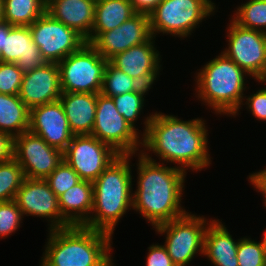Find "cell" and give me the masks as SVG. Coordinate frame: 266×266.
Segmentation results:
<instances>
[{"mask_svg":"<svg viewBox=\"0 0 266 266\" xmlns=\"http://www.w3.org/2000/svg\"><path fill=\"white\" fill-rule=\"evenodd\" d=\"M205 122L202 118L184 121L174 115L152 112L143 123L141 151H152L162 163H177L184 171H201L211 164Z\"/></svg>","mask_w":266,"mask_h":266,"instance_id":"cell-1","label":"cell"},{"mask_svg":"<svg viewBox=\"0 0 266 266\" xmlns=\"http://www.w3.org/2000/svg\"><path fill=\"white\" fill-rule=\"evenodd\" d=\"M148 154L147 151L137 154L138 180L132 210L139 212L155 228L187 213L181 205L187 172L156 162Z\"/></svg>","mask_w":266,"mask_h":266,"instance_id":"cell-2","label":"cell"},{"mask_svg":"<svg viewBox=\"0 0 266 266\" xmlns=\"http://www.w3.org/2000/svg\"><path fill=\"white\" fill-rule=\"evenodd\" d=\"M48 232L39 266H115L110 253L111 234L84 226Z\"/></svg>","mask_w":266,"mask_h":266,"instance_id":"cell-3","label":"cell"},{"mask_svg":"<svg viewBox=\"0 0 266 266\" xmlns=\"http://www.w3.org/2000/svg\"><path fill=\"white\" fill-rule=\"evenodd\" d=\"M132 155H119L93 182V207L84 227L113 235L119 220L132 208Z\"/></svg>","mask_w":266,"mask_h":266,"instance_id":"cell-4","label":"cell"},{"mask_svg":"<svg viewBox=\"0 0 266 266\" xmlns=\"http://www.w3.org/2000/svg\"><path fill=\"white\" fill-rule=\"evenodd\" d=\"M222 52L196 73L198 100L216 114L236 117L244 102L245 77L248 74ZM244 95V96H243ZM229 114V115H228Z\"/></svg>","mask_w":266,"mask_h":266,"instance_id":"cell-5","label":"cell"},{"mask_svg":"<svg viewBox=\"0 0 266 266\" xmlns=\"http://www.w3.org/2000/svg\"><path fill=\"white\" fill-rule=\"evenodd\" d=\"M215 6L211 0H162L149 14L152 36L162 33L186 38L198 24L214 15Z\"/></svg>","mask_w":266,"mask_h":266,"instance_id":"cell-6","label":"cell"},{"mask_svg":"<svg viewBox=\"0 0 266 266\" xmlns=\"http://www.w3.org/2000/svg\"><path fill=\"white\" fill-rule=\"evenodd\" d=\"M107 62L86 42L78 51L57 63L62 92L101 93Z\"/></svg>","mask_w":266,"mask_h":266,"instance_id":"cell-7","label":"cell"},{"mask_svg":"<svg viewBox=\"0 0 266 266\" xmlns=\"http://www.w3.org/2000/svg\"><path fill=\"white\" fill-rule=\"evenodd\" d=\"M206 220L187 212L154 228L157 234L166 235L163 246L175 266L189 265L198 252L203 255L205 231L212 219Z\"/></svg>","mask_w":266,"mask_h":266,"instance_id":"cell-8","label":"cell"},{"mask_svg":"<svg viewBox=\"0 0 266 266\" xmlns=\"http://www.w3.org/2000/svg\"><path fill=\"white\" fill-rule=\"evenodd\" d=\"M139 134V129L119 114L112 97L97 94L95 123L91 135L111 146L120 155L135 156L137 151L141 152L139 147L142 148V134Z\"/></svg>","mask_w":266,"mask_h":266,"instance_id":"cell-9","label":"cell"},{"mask_svg":"<svg viewBox=\"0 0 266 266\" xmlns=\"http://www.w3.org/2000/svg\"><path fill=\"white\" fill-rule=\"evenodd\" d=\"M227 27L228 48L222 53L252 79L266 77V33L238 25L233 19Z\"/></svg>","mask_w":266,"mask_h":266,"instance_id":"cell-10","label":"cell"},{"mask_svg":"<svg viewBox=\"0 0 266 266\" xmlns=\"http://www.w3.org/2000/svg\"><path fill=\"white\" fill-rule=\"evenodd\" d=\"M120 154L91 134L74 135L63 152V160L81 180L94 182Z\"/></svg>","mask_w":266,"mask_h":266,"instance_id":"cell-11","label":"cell"},{"mask_svg":"<svg viewBox=\"0 0 266 266\" xmlns=\"http://www.w3.org/2000/svg\"><path fill=\"white\" fill-rule=\"evenodd\" d=\"M29 28L33 42L47 62L58 63L86 43L75 30L53 19L47 12L35 20Z\"/></svg>","mask_w":266,"mask_h":266,"instance_id":"cell-12","label":"cell"},{"mask_svg":"<svg viewBox=\"0 0 266 266\" xmlns=\"http://www.w3.org/2000/svg\"><path fill=\"white\" fill-rule=\"evenodd\" d=\"M14 159L22 167L25 178L45 179L61 164L63 152L27 131L14 137Z\"/></svg>","mask_w":266,"mask_h":266,"instance_id":"cell-13","label":"cell"},{"mask_svg":"<svg viewBox=\"0 0 266 266\" xmlns=\"http://www.w3.org/2000/svg\"><path fill=\"white\" fill-rule=\"evenodd\" d=\"M14 200L23 217L26 215L46 218L45 220L49 222L48 230L71 226L63 218L58 205V197L45 179L25 178Z\"/></svg>","mask_w":266,"mask_h":266,"instance_id":"cell-14","label":"cell"},{"mask_svg":"<svg viewBox=\"0 0 266 266\" xmlns=\"http://www.w3.org/2000/svg\"><path fill=\"white\" fill-rule=\"evenodd\" d=\"M152 37L149 15L136 13L117 28L107 32H91L90 43L104 59L130 47L147 42Z\"/></svg>","mask_w":266,"mask_h":266,"instance_id":"cell-15","label":"cell"},{"mask_svg":"<svg viewBox=\"0 0 266 266\" xmlns=\"http://www.w3.org/2000/svg\"><path fill=\"white\" fill-rule=\"evenodd\" d=\"M154 39L152 36L147 42L115 54L108 61L135 79L142 87L151 89L162 67V59L155 48Z\"/></svg>","mask_w":266,"mask_h":266,"instance_id":"cell-16","label":"cell"},{"mask_svg":"<svg viewBox=\"0 0 266 266\" xmlns=\"http://www.w3.org/2000/svg\"><path fill=\"white\" fill-rule=\"evenodd\" d=\"M28 131L62 152L74 136L60 100L30 109Z\"/></svg>","mask_w":266,"mask_h":266,"instance_id":"cell-17","label":"cell"},{"mask_svg":"<svg viewBox=\"0 0 266 266\" xmlns=\"http://www.w3.org/2000/svg\"><path fill=\"white\" fill-rule=\"evenodd\" d=\"M61 94L60 71L57 63L48 62L44 66L24 73L19 98L29 109L58 101Z\"/></svg>","mask_w":266,"mask_h":266,"instance_id":"cell-18","label":"cell"},{"mask_svg":"<svg viewBox=\"0 0 266 266\" xmlns=\"http://www.w3.org/2000/svg\"><path fill=\"white\" fill-rule=\"evenodd\" d=\"M0 62L15 63L23 73L44 66L47 60L33 42L29 26H12L5 36Z\"/></svg>","mask_w":266,"mask_h":266,"instance_id":"cell-19","label":"cell"},{"mask_svg":"<svg viewBox=\"0 0 266 266\" xmlns=\"http://www.w3.org/2000/svg\"><path fill=\"white\" fill-rule=\"evenodd\" d=\"M96 0H46V12L75 30L88 43L93 29Z\"/></svg>","mask_w":266,"mask_h":266,"instance_id":"cell-20","label":"cell"},{"mask_svg":"<svg viewBox=\"0 0 266 266\" xmlns=\"http://www.w3.org/2000/svg\"><path fill=\"white\" fill-rule=\"evenodd\" d=\"M236 241L227 227L218 219L212 220L206 228L204 236L203 256L214 266H239Z\"/></svg>","mask_w":266,"mask_h":266,"instance_id":"cell-21","label":"cell"},{"mask_svg":"<svg viewBox=\"0 0 266 266\" xmlns=\"http://www.w3.org/2000/svg\"><path fill=\"white\" fill-rule=\"evenodd\" d=\"M63 105L69 128L74 135L91 134L97 106V94L62 92Z\"/></svg>","mask_w":266,"mask_h":266,"instance_id":"cell-22","label":"cell"},{"mask_svg":"<svg viewBox=\"0 0 266 266\" xmlns=\"http://www.w3.org/2000/svg\"><path fill=\"white\" fill-rule=\"evenodd\" d=\"M58 205L71 226H84L92 213L93 182L81 180L58 197Z\"/></svg>","mask_w":266,"mask_h":266,"instance_id":"cell-23","label":"cell"},{"mask_svg":"<svg viewBox=\"0 0 266 266\" xmlns=\"http://www.w3.org/2000/svg\"><path fill=\"white\" fill-rule=\"evenodd\" d=\"M30 109L19 95L0 93V131L12 137L29 130Z\"/></svg>","mask_w":266,"mask_h":266,"instance_id":"cell-24","label":"cell"},{"mask_svg":"<svg viewBox=\"0 0 266 266\" xmlns=\"http://www.w3.org/2000/svg\"><path fill=\"white\" fill-rule=\"evenodd\" d=\"M135 14L129 0H96L91 32L113 30Z\"/></svg>","mask_w":266,"mask_h":266,"instance_id":"cell-25","label":"cell"},{"mask_svg":"<svg viewBox=\"0 0 266 266\" xmlns=\"http://www.w3.org/2000/svg\"><path fill=\"white\" fill-rule=\"evenodd\" d=\"M4 21L30 26L46 12V0H3Z\"/></svg>","mask_w":266,"mask_h":266,"instance_id":"cell-26","label":"cell"},{"mask_svg":"<svg viewBox=\"0 0 266 266\" xmlns=\"http://www.w3.org/2000/svg\"><path fill=\"white\" fill-rule=\"evenodd\" d=\"M231 17L238 25L266 33V0H249Z\"/></svg>","mask_w":266,"mask_h":266,"instance_id":"cell-27","label":"cell"},{"mask_svg":"<svg viewBox=\"0 0 266 266\" xmlns=\"http://www.w3.org/2000/svg\"><path fill=\"white\" fill-rule=\"evenodd\" d=\"M141 85L125 72L113 66L109 61L106 64L101 93L108 97L118 96L137 91Z\"/></svg>","mask_w":266,"mask_h":266,"instance_id":"cell-28","label":"cell"},{"mask_svg":"<svg viewBox=\"0 0 266 266\" xmlns=\"http://www.w3.org/2000/svg\"><path fill=\"white\" fill-rule=\"evenodd\" d=\"M24 179L23 169L14 158L0 163V202L14 200Z\"/></svg>","mask_w":266,"mask_h":266,"instance_id":"cell-29","label":"cell"},{"mask_svg":"<svg viewBox=\"0 0 266 266\" xmlns=\"http://www.w3.org/2000/svg\"><path fill=\"white\" fill-rule=\"evenodd\" d=\"M149 90L150 88L141 86L137 91L112 97L119 114L134 128L136 127L135 122H137L143 110L145 95Z\"/></svg>","mask_w":266,"mask_h":266,"instance_id":"cell-30","label":"cell"},{"mask_svg":"<svg viewBox=\"0 0 266 266\" xmlns=\"http://www.w3.org/2000/svg\"><path fill=\"white\" fill-rule=\"evenodd\" d=\"M239 266H266V251L263 242L250 237L240 238L237 249Z\"/></svg>","mask_w":266,"mask_h":266,"instance_id":"cell-31","label":"cell"},{"mask_svg":"<svg viewBox=\"0 0 266 266\" xmlns=\"http://www.w3.org/2000/svg\"><path fill=\"white\" fill-rule=\"evenodd\" d=\"M45 180L57 197L81 181L77 172L64 160Z\"/></svg>","mask_w":266,"mask_h":266,"instance_id":"cell-32","label":"cell"},{"mask_svg":"<svg viewBox=\"0 0 266 266\" xmlns=\"http://www.w3.org/2000/svg\"><path fill=\"white\" fill-rule=\"evenodd\" d=\"M23 215L15 200L0 202V238H7L21 226Z\"/></svg>","mask_w":266,"mask_h":266,"instance_id":"cell-33","label":"cell"},{"mask_svg":"<svg viewBox=\"0 0 266 266\" xmlns=\"http://www.w3.org/2000/svg\"><path fill=\"white\" fill-rule=\"evenodd\" d=\"M23 75L15 63L0 62V93L19 95Z\"/></svg>","mask_w":266,"mask_h":266,"instance_id":"cell-34","label":"cell"},{"mask_svg":"<svg viewBox=\"0 0 266 266\" xmlns=\"http://www.w3.org/2000/svg\"><path fill=\"white\" fill-rule=\"evenodd\" d=\"M247 97V98H246ZM246 108L252 113V115L262 120L266 121V87L260 88L256 93L251 94L250 96H244Z\"/></svg>","mask_w":266,"mask_h":266,"instance_id":"cell-35","label":"cell"},{"mask_svg":"<svg viewBox=\"0 0 266 266\" xmlns=\"http://www.w3.org/2000/svg\"><path fill=\"white\" fill-rule=\"evenodd\" d=\"M148 249L146 266H175L163 245L152 244Z\"/></svg>","mask_w":266,"mask_h":266,"instance_id":"cell-36","label":"cell"},{"mask_svg":"<svg viewBox=\"0 0 266 266\" xmlns=\"http://www.w3.org/2000/svg\"><path fill=\"white\" fill-rule=\"evenodd\" d=\"M14 158V137L0 131V163H5Z\"/></svg>","mask_w":266,"mask_h":266,"instance_id":"cell-37","label":"cell"},{"mask_svg":"<svg viewBox=\"0 0 266 266\" xmlns=\"http://www.w3.org/2000/svg\"><path fill=\"white\" fill-rule=\"evenodd\" d=\"M247 179L256 188L255 190L263 194V198H265L264 206L266 207V168L259 172L249 174V178Z\"/></svg>","mask_w":266,"mask_h":266,"instance_id":"cell-38","label":"cell"},{"mask_svg":"<svg viewBox=\"0 0 266 266\" xmlns=\"http://www.w3.org/2000/svg\"><path fill=\"white\" fill-rule=\"evenodd\" d=\"M136 13L150 14L162 0H129Z\"/></svg>","mask_w":266,"mask_h":266,"instance_id":"cell-39","label":"cell"},{"mask_svg":"<svg viewBox=\"0 0 266 266\" xmlns=\"http://www.w3.org/2000/svg\"><path fill=\"white\" fill-rule=\"evenodd\" d=\"M13 25H10L6 21L0 22V53L3 50L4 42H5V36L8 35L9 30L11 29Z\"/></svg>","mask_w":266,"mask_h":266,"instance_id":"cell-40","label":"cell"},{"mask_svg":"<svg viewBox=\"0 0 266 266\" xmlns=\"http://www.w3.org/2000/svg\"><path fill=\"white\" fill-rule=\"evenodd\" d=\"M4 21L3 0H0V22Z\"/></svg>","mask_w":266,"mask_h":266,"instance_id":"cell-41","label":"cell"},{"mask_svg":"<svg viewBox=\"0 0 266 266\" xmlns=\"http://www.w3.org/2000/svg\"><path fill=\"white\" fill-rule=\"evenodd\" d=\"M264 234H263V239L261 240L263 242V245H264V248H265V251H266V230H264Z\"/></svg>","mask_w":266,"mask_h":266,"instance_id":"cell-42","label":"cell"},{"mask_svg":"<svg viewBox=\"0 0 266 266\" xmlns=\"http://www.w3.org/2000/svg\"><path fill=\"white\" fill-rule=\"evenodd\" d=\"M258 82H260V83H264V82H265L264 84H266V77H264V78L258 80Z\"/></svg>","mask_w":266,"mask_h":266,"instance_id":"cell-43","label":"cell"}]
</instances>
